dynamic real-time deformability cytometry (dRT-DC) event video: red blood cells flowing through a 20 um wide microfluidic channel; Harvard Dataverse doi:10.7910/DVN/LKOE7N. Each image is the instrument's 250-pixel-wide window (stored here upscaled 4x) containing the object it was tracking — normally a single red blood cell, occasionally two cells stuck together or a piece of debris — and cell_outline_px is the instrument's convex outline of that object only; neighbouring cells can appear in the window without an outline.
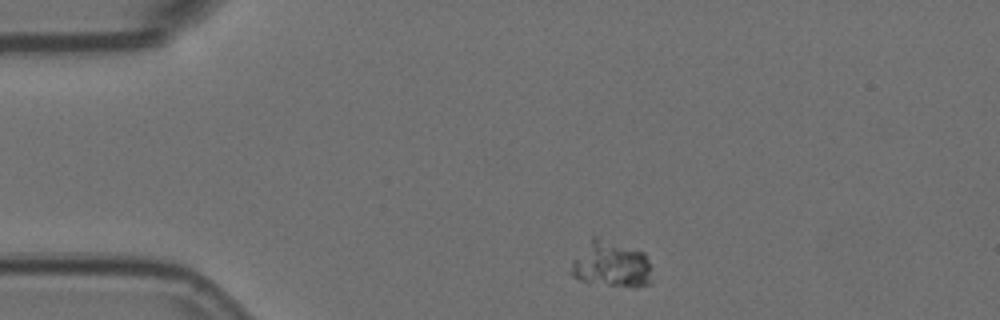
{"species": "Egyptian fruit bat (a non-hibernating species)", "species_latin": "Rousettus aegyptiacus", "temperature_condition": "room temperature", "stored_images_in_passage": 2, "camera_frame_rate_fps": 3000, "um_per_image_px": 0.085, "animal": {"sex": "female"}, "frame": {"image": 1, "passage_image": 1, "time_ms": 0.0, "image_size_px": [1000, 320], "cell_outline_px": [[652, 284], [636, 288], [580, 280], [572, 276], [568, 272], [572, 260], [592, 236], [596, 236], [644, 252], [652, 268]], "centroid_in_image_um": [51.97, 22.48], "position_along_channel_um": 33.0, "area_um2": 21.96}}